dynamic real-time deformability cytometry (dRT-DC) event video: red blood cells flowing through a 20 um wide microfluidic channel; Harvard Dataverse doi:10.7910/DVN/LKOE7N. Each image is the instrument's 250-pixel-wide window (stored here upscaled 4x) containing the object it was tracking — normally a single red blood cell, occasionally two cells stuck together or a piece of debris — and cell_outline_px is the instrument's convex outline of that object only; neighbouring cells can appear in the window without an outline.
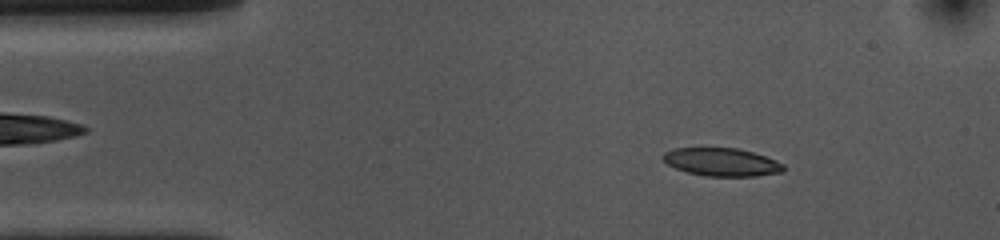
{"species": "common noctule bat (a hibernating species)", "species_latin": "Nyctalus noctula", "temperature_condition": "cold", "stored_images_in_passage": 52, "camera_frame_rate_fps": 3000, "um_per_image_px": 0.085, "animal": {"sex": "female", "body_mass_g": 10.0, "forearm_length_mm": 53.1}, "frame": {"image": 1, "passage_image": 6, "time_ms": 1.667, "image_size_px": [1000, 240], "cell_outline_px": [[784, 172], [756, 176], [704, 176], [688, 172], [676, 168], [668, 164], [660, 156], [664, 152], [672, 148], [736, 148], [752, 152], [776, 160], [784, 164]], "centroid_in_image_um": [61.34, 13.77], "position_along_channel_um": 23.7, "area_um2": 19.71}}
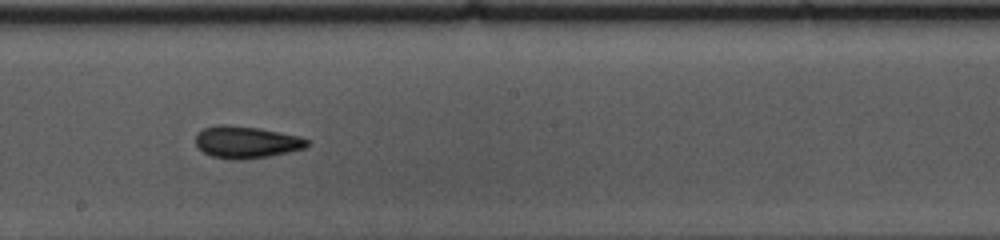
{"frame": {"image": 2, "passage_image": 27, "time_ms": 8.667, "image_size_px": [1000, 240], "cell_outline_px": [[308, 144], [304, 148], [288, 152], [268, 156], [240, 160], [232, 160], [212, 156], [204, 152], [196, 144], [196, 132], [204, 128], [216, 124], [228, 124], [260, 128], [300, 136], [308, 140]], "centroid_in_image_um": [20.91, 12.07], "position_along_channel_um": 227.3, "area_um2": 20.87}}
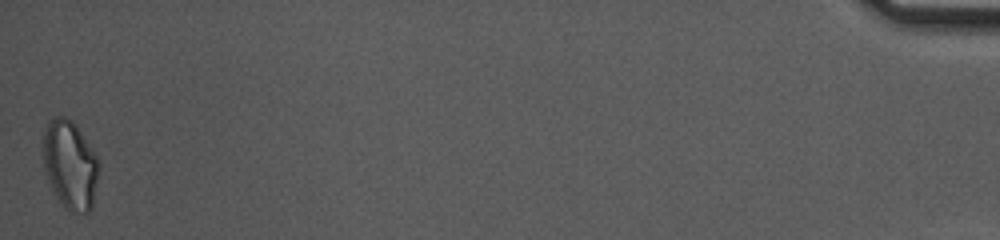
{"frame": {"image": 3, "passage_image": 52, "time_ms": 17.0, "image_size_px": [1000, 240], "cell_outline_px": [[100, 168], [92, 208], [88, 212], [68, 212], [64, 208], [56, 196], [48, 180], [44, 168], [44, 132], [48, 120], [52, 116], [64, 116], [72, 120], [76, 124], [96, 156], [100, 164]], "centroid_in_image_um": [5.97, 14.01], "position_along_channel_um": 429.2, "area_um2": 28.9}, "authors_computed_cell_mechanics": {"area_um2": 20.4612, "velocity_mm_per_s": 3.6486, "shape_relaxation_time_tau1_ms": 3.6809, "shape_relaxation_time_tau2_ms": 2.9305, "deformation_change_tau1": 0.1392, "deformation_change_tau2": 0.1056}}